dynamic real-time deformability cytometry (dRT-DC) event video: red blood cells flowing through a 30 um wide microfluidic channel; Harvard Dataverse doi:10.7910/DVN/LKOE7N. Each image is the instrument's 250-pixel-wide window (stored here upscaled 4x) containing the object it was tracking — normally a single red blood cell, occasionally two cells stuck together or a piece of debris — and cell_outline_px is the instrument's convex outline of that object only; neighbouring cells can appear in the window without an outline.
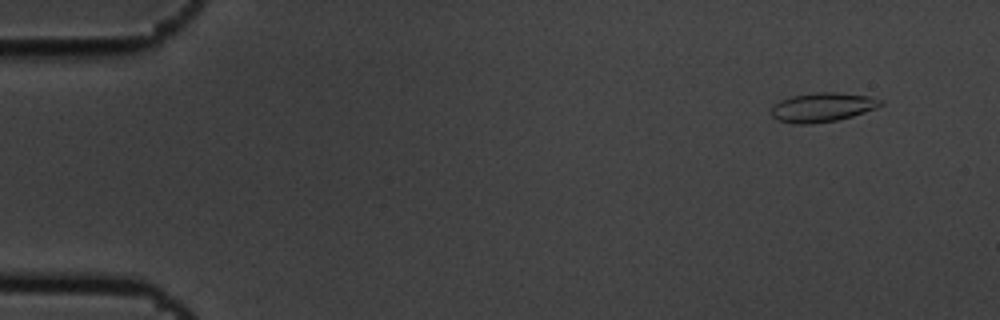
{"species": "common noctule bat (a hibernating species)", "species_latin": "Nyctalus noctula", "temperature_condition": "cold", "stored_images_in_passage": 4, "camera_frame_rate_fps": 3000, "um_per_image_px": 0.085, "animal": {"sex": "male", "body_mass_g": 19.5, "forearm_length_mm": 54.6}, "frame": {"image": 1, "passage_image": 1, "time_ms": 0.0, "image_size_px": [1000, 320], "cell_outline_px": [[884, 104], [876, 108], [852, 116], [836, 120], [812, 124], [796, 124], [776, 120], [772, 116], [772, 108], [780, 100], [792, 96], [812, 92], [832, 92], [868, 96], [884, 100]], "centroid_in_image_um": [69.91, 9.12], "position_along_channel_um": 15.1, "area_um2": 18.55}}